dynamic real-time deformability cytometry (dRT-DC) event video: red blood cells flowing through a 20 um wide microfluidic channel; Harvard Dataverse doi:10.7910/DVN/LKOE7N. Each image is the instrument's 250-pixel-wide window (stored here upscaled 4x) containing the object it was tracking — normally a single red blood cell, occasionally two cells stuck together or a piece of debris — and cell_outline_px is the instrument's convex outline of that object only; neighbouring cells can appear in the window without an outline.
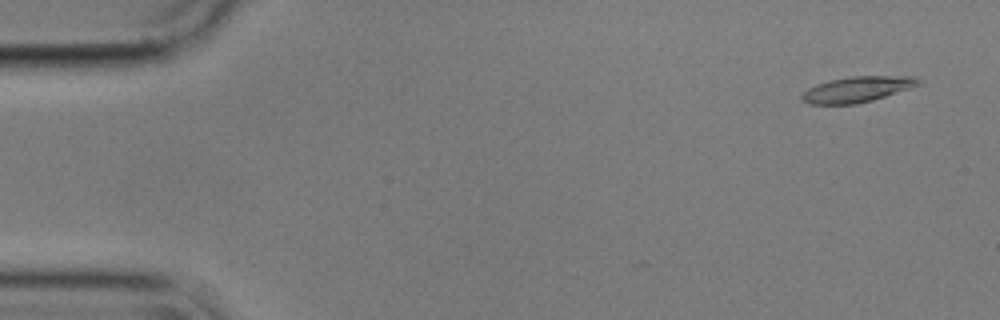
{"species": "common noctule bat (a hibernating species)", "species_latin": "Nyctalus noctula", "temperature_condition": "cold", "stored_images_in_passage": 5, "camera_frame_rate_fps": 3000, "um_per_image_px": 0.085, "animal": {"sex": "male", "body_mass_g": 17.9}, "frame": {"image": 1, "passage_image": 1, "time_ms": 0.0, "image_size_px": [1000, 320], "cell_outline_px": [[920, 84], [872, 100], [856, 104], [808, 104], [800, 100], [800, 96], [808, 88], [816, 84], [828, 80], [852, 76], [916, 76], [920, 80]], "centroid_in_image_um": [72.8, 7.59], "position_along_channel_um": 12.2, "area_um2": 17.34}}
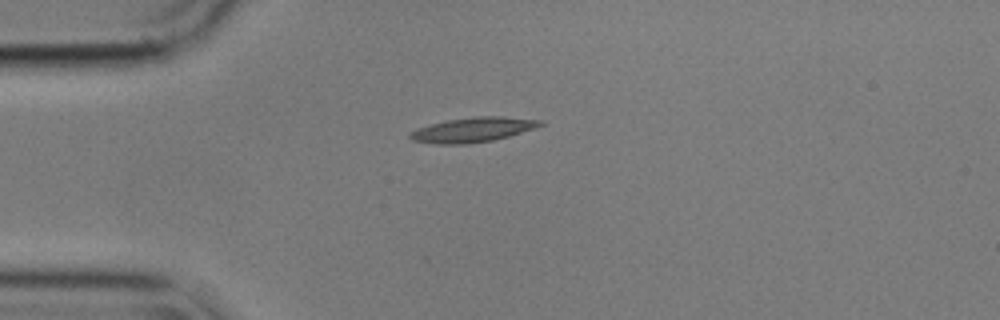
{"frame": {"image": 2, "passage_image": 4, "time_ms": 3.667, "image_size_px": [1000, 320], "cell_outline_px": [[544, 124], [536, 128], [508, 136], [492, 140], [468, 144], [436, 144], [412, 140], [408, 136], [412, 132], [420, 128], [432, 124], [448, 120], [476, 116], [500, 116], [544, 120]], "centroid_in_image_um": [40.25, 11.02], "position_along_channel_um": 44.7, "area_um2": 18.55}}